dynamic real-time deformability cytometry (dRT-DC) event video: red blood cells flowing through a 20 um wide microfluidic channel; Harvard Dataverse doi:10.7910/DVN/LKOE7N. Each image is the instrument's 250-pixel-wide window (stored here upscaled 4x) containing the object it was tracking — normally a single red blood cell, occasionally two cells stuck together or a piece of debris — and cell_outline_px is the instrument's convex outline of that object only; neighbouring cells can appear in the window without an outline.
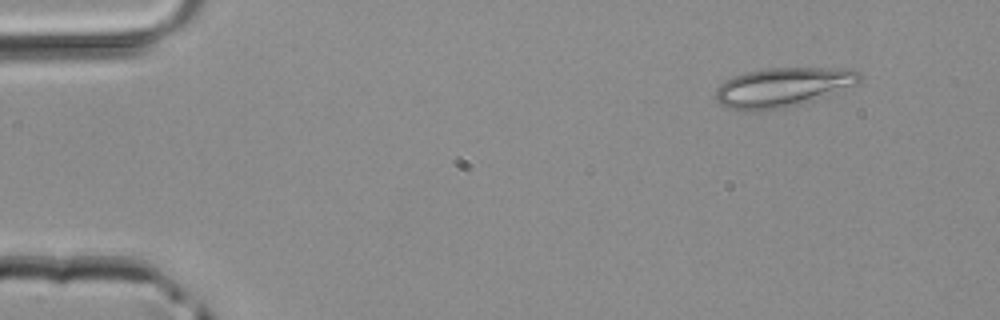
{"species": "common noctule bat (a hibernating species)", "species_latin": "Nyctalus noctula", "temperature_condition": "room temperature", "stored_images_in_passage": 3, "camera_frame_rate_fps": 3000, "um_per_image_px": 0.085, "animal": {"sex": "male", "body_mass_g": 20.4}, "frame": {"image": 1, "passage_image": 1, "time_ms": 0.0, "image_size_px": [1000, 320], "cell_outline_px": [[860, 80], [856, 84], [824, 96], [800, 104], [784, 108], [756, 112], [744, 112], [728, 108], [720, 104], [716, 100], [716, 88], [724, 80], [748, 72], [764, 68], [852, 68], [860, 72]], "centroid_in_image_um": [66.49, 7.43], "position_along_channel_um": 18.5, "area_um2": 33.12}}